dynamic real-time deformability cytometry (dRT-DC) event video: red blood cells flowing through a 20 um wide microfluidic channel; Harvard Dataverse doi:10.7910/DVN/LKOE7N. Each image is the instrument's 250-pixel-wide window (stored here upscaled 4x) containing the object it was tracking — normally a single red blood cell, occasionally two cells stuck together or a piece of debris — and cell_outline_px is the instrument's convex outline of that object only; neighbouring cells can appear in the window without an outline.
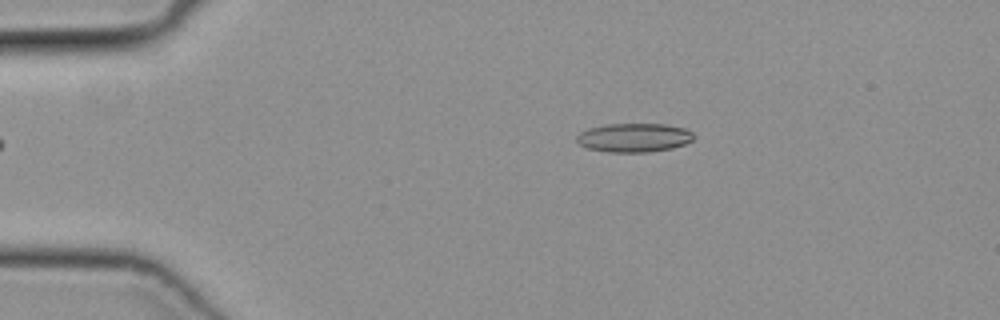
{"species": "common noctule bat (a hibernating species)", "species_latin": "Nyctalus noctula", "temperature_condition": "cold", "stored_images_in_passage": 8, "camera_frame_rate_fps": 3000, "um_per_image_px": 0.085, "animal": {"sex": "female", "body_mass_g": 19.3, "forearm_length_mm": 54.1}, "frame": {"image": 1, "passage_image": 1, "time_ms": 0.0, "image_size_px": [1000, 320], "cell_outline_px": [[696, 136], [692, 140], [684, 144], [672, 148], [648, 152], [608, 152], [588, 148], [580, 144], [576, 140], [576, 136], [580, 132], [588, 128], [604, 124], [664, 124], [684, 128], [692, 132]], "centroid_in_image_um": [53.88, 11.69], "position_along_channel_um": 31.1, "area_um2": 19.71}}
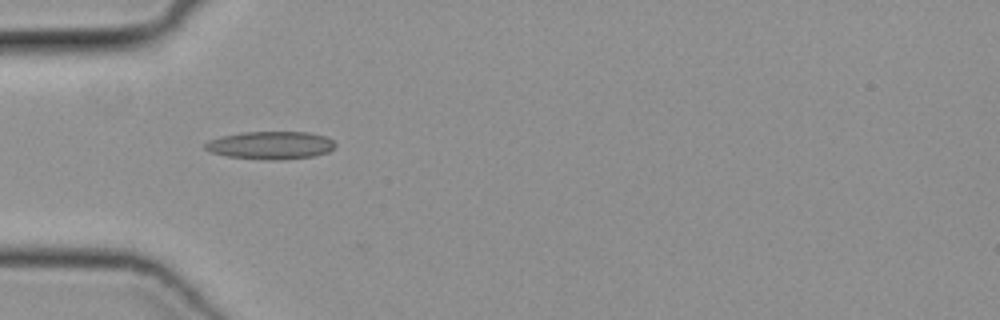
{"frame": {"image": 2, "passage_image": 7, "time_ms": 2.0, "image_size_px": [1000, 320], "cell_outline_px": [[336, 144], [328, 152], [316, 156], [284, 160], [268, 160], [228, 156], [212, 152], [204, 148], [204, 144], [208, 140], [220, 136], [240, 132], [308, 132], [324, 136], [332, 140]], "centroid_in_image_um": [23.0, 12.35], "position_along_channel_um": 62.0, "area_um2": 21.21}}